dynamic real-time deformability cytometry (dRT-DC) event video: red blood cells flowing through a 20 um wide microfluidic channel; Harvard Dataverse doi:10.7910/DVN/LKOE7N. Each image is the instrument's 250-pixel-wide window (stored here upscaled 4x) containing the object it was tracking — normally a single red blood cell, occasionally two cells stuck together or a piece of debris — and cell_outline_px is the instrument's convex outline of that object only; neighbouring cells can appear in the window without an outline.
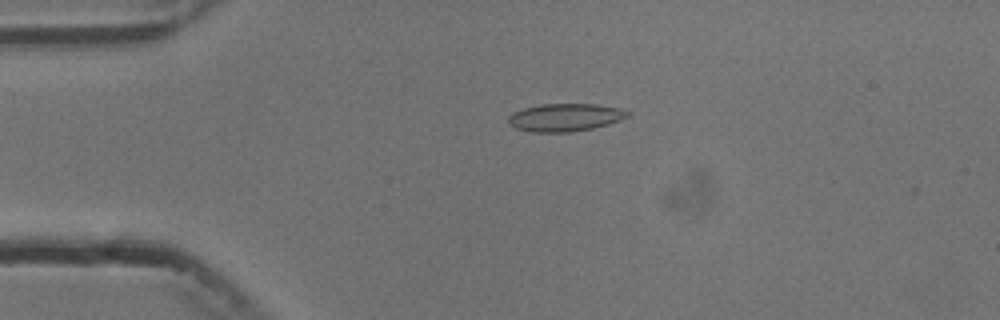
{"species": "common noctule bat (a hibernating species)", "species_latin": "Nyctalus noctula", "temperature_condition": "cold", "stored_images_in_passage": 5, "camera_frame_rate_fps": 3000, "um_per_image_px": 0.085, "animal": {"sex": "male", "body_mass_g": 13.3}, "frame": {"image": 1, "passage_image": 4, "time_ms": 3.667, "image_size_px": [1000, 320], "cell_outline_px": [[632, 112], [628, 116], [620, 120], [608, 124], [592, 128], [572, 132], [532, 132], [516, 128], [508, 124], [508, 116], [512, 112], [524, 108], [540, 104], [596, 104], [620, 108]], "centroid_in_image_um": [48.02, 9.97], "position_along_channel_um": 37.0, "area_um2": 19.42}}